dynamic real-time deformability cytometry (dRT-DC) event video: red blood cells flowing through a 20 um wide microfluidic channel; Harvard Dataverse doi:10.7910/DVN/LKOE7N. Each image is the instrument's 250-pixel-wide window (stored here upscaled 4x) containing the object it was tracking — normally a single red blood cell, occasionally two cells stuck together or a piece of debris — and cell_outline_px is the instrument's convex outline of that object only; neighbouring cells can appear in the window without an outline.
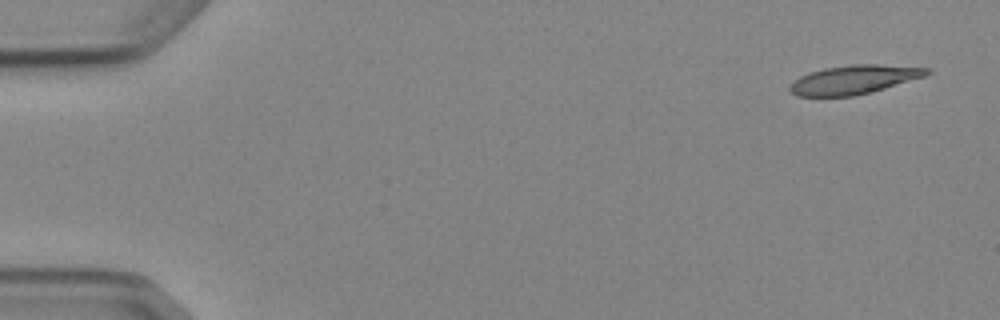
{"species": "Egyptian fruit bat (a non-hibernating species)", "species_latin": "Rousettus aegyptiacus", "temperature_condition": "cold", "stored_images_in_passage": 4, "camera_frame_rate_fps": 3000, "um_per_image_px": 0.085, "animal": {"sex": "female"}, "frame": {"image": 1, "passage_image": 1, "time_ms": 0.0, "image_size_px": [1000, 320], "cell_outline_px": [[932, 72], [924, 76], [884, 88], [852, 96], [796, 96], [788, 88], [800, 76], [808, 72], [824, 68], [852, 64], [880, 64], [932, 68]], "centroid_in_image_um": [72.6, 6.75], "position_along_channel_um": 12.4, "area_um2": 22.83}}
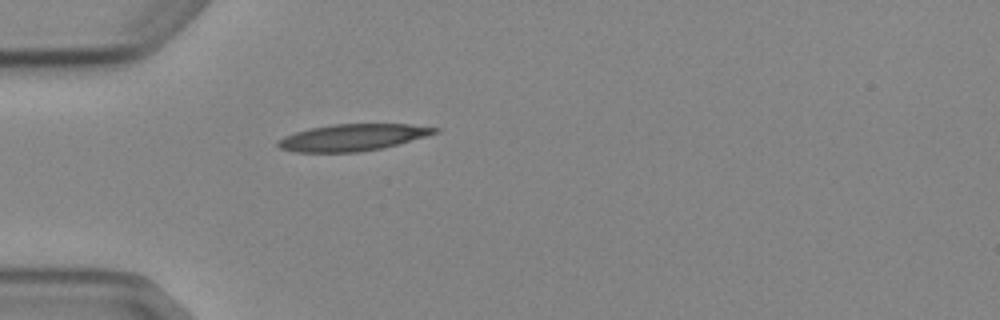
{"frame": {"image": 2, "passage_image": 4, "time_ms": 4.333, "image_size_px": [1000, 320], "cell_outline_px": [[440, 132], [396, 144], [380, 148], [360, 152], [296, 152], [280, 148], [276, 144], [276, 140], [284, 136], [308, 128], [332, 124], [408, 124], [440, 128]], "centroid_in_image_um": [29.93, 11.67], "position_along_channel_um": 55.1, "area_um2": 24.33}}